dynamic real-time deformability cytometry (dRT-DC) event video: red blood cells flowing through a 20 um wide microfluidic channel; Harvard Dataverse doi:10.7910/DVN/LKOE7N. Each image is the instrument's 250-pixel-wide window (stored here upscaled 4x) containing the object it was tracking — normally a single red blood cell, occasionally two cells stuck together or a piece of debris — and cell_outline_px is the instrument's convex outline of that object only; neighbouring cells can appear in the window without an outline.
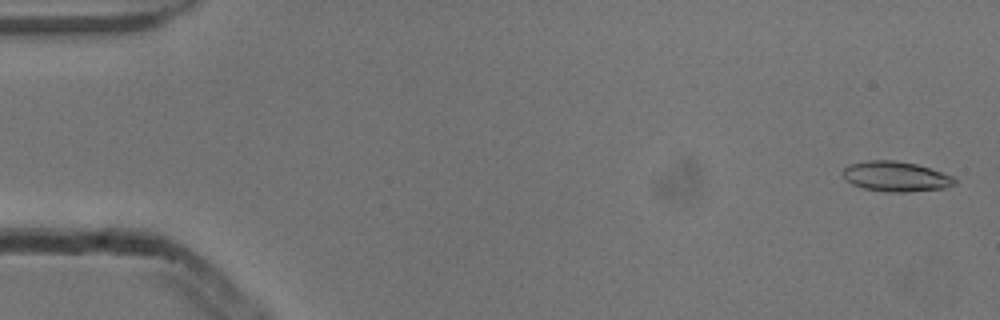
{"species": "common noctule bat (a hibernating species)", "species_latin": "Nyctalus noctula", "temperature_condition": "cold", "stored_images_in_passage": 53, "camera_frame_rate_fps": 3000, "um_per_image_px": 0.085, "animal": {"sex": "male", "body_mass_g": 13.3}, "frame": {"image": 1, "passage_image": 2, "time_ms": 0.333, "image_size_px": [1000, 320], "cell_outline_px": [[956, 184], [944, 188], [908, 192], [888, 192], [864, 188], [852, 184], [844, 180], [844, 168], [848, 164], [868, 160], [896, 160], [916, 164], [952, 176], [956, 180]], "centroid_in_image_um": [76.12, 15.0], "position_along_channel_um": 8.9, "area_um2": 19.54}}
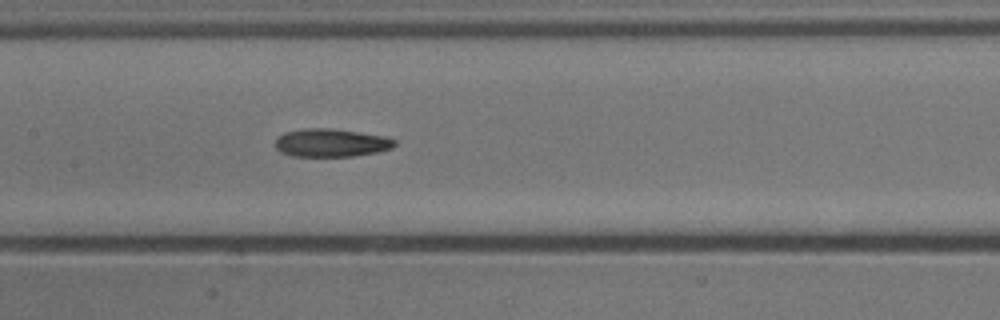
{"frame": {"image": 2, "passage_image": 26, "time_ms": 8.333, "image_size_px": [1000, 320], "cell_outline_px": [[396, 144], [392, 148], [376, 152], [352, 156], [292, 156], [280, 152], [276, 148], [276, 136], [284, 132], [304, 128], [328, 128], [388, 136], [396, 140]], "centroid_in_image_um": [28.14, 12.13], "position_along_channel_um": 179.3, "area_um2": 19.65}}
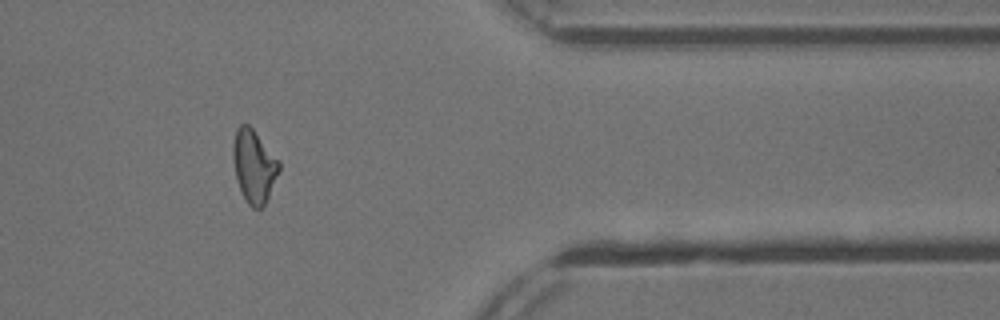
{"frame": {"image": 3, "passage_image": 44, "time_ms": 14.333, "image_size_px": [1000, 320], "cell_outline_px": [[280, 168], [268, 196], [264, 204], [260, 208], [252, 208], [248, 204], [240, 188], [236, 176], [232, 156], [232, 144], [236, 128], [240, 124], [248, 124], [252, 128], [280, 160]], "centroid_in_image_um": [21.57, 14.07], "position_along_channel_um": 389.8, "area_um2": 19.36}, "authors_computed_cell_mechanics": {"area_um2": 19.4208, "velocity_mm_per_s": 3.8861, "shape_relaxation_time_tau1_ms": 8.1791, "shape_relaxation_time_tau2_ms": 6.7608, "deformation_change_tau1": 0.2113, "deformation_change_tau2": 0.1763}}